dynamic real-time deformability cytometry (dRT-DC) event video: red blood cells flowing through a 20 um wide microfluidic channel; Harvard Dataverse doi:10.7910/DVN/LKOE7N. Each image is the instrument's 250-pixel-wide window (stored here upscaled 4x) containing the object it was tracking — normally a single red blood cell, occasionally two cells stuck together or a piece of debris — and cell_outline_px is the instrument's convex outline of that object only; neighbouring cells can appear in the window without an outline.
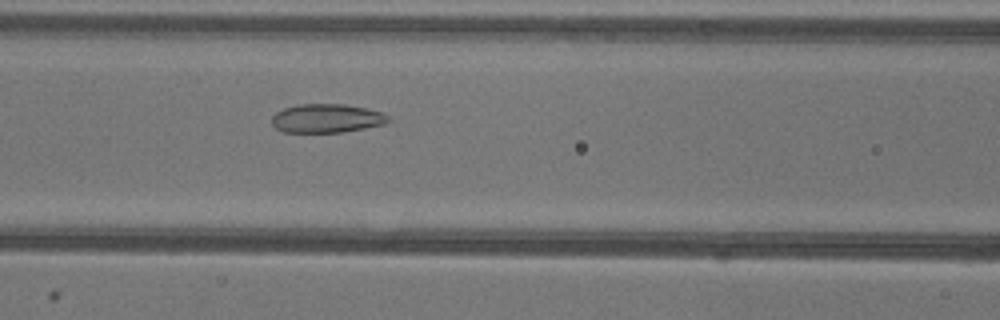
{"species": "common noctule bat (a hibernating species)", "species_latin": "Nyctalus noctula", "temperature_condition": "warm", "stored_images_in_passage": 46, "camera_frame_rate_fps": 3000, "um_per_image_px": 0.085, "animal": {"sex": "female"}, "frame": {"image": 1, "passage_image": 18, "time_ms": 5.667, "image_size_px": [1000, 320], "cell_outline_px": [[392, 120], [384, 124], [364, 128], [340, 132], [284, 132], [276, 128], [272, 124], [272, 116], [276, 112], [284, 108], [296, 104], [344, 104], [368, 108], [384, 112]], "centroid_in_image_um": [27.79, 10.05], "position_along_channel_um": 138.8, "area_um2": 19.65}}
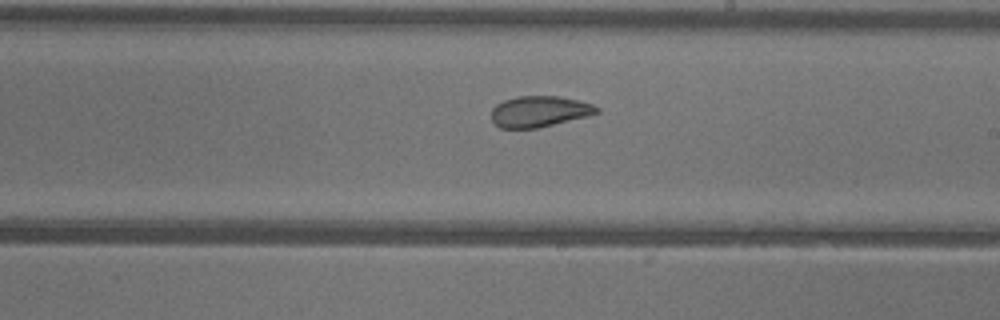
{"frame": {"image": 2, "passage_image": 26, "time_ms": 8.333, "image_size_px": [1000, 320], "cell_outline_px": [[600, 112], [588, 116], [536, 128], [500, 128], [492, 120], [492, 108], [496, 104], [504, 100], [516, 96], [560, 96], [592, 104], [600, 108]], "centroid_in_image_um": [45.84, 9.47], "position_along_channel_um": 243.2, "area_um2": 18.96}}
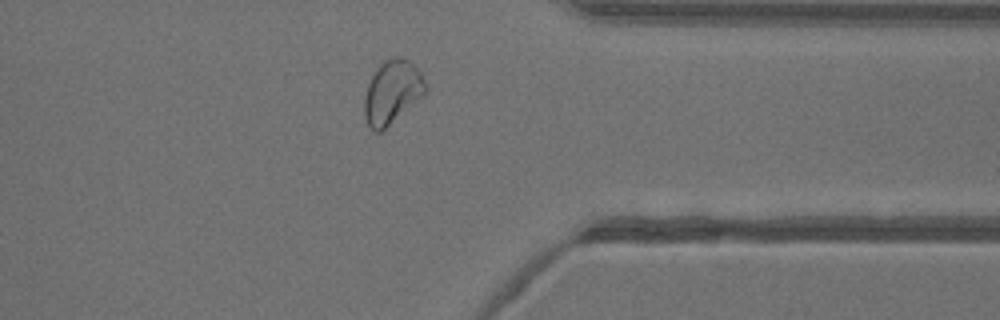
{"frame": {"image": 3, "passage_image": 37, "time_ms": 12.0, "image_size_px": [1000, 320], "cell_outline_px": [[428, 92], [380, 132], [376, 132], [368, 128], [364, 116], [364, 92], [372, 72], [384, 60], [396, 56], [404, 56], [420, 72], [428, 88]], "centroid_in_image_um": [33.31, 7.81], "position_along_channel_um": 378.1, "area_um2": 22.95}, "authors_computed_cell_mechanics": {"area_um2": 22.1374, "velocity_mm_per_s": 3.9245, "shape_relaxation_time_tau1_ms": null, "shape_relaxation_time_tau2_ms": 1.454, "deformation_change_tau1": null, "deformation_change_tau2": 0.0787}}